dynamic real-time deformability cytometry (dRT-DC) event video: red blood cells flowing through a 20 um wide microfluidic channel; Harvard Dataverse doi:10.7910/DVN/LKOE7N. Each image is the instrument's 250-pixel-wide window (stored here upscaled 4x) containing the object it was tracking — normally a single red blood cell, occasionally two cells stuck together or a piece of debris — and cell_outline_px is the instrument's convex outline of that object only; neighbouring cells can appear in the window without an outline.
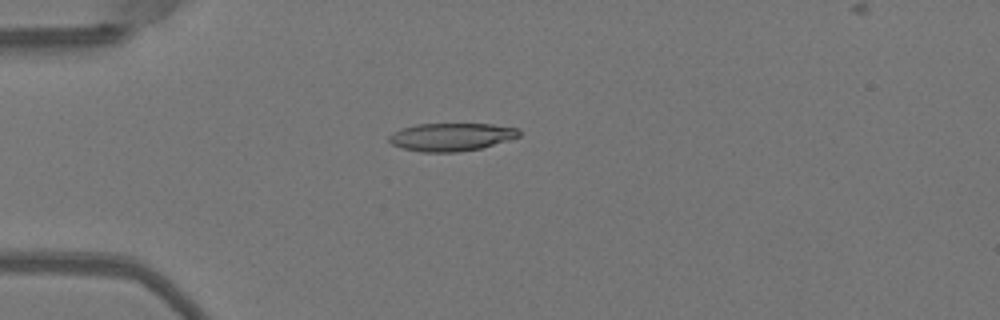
{"species": "Egyptian fruit bat (a non-hibernating species)", "species_latin": "Rousettus aegyptiacus", "temperature_condition": "warm", "stored_images_in_passage": 38, "camera_frame_rate_fps": 3000, "um_per_image_px": 0.085, "animal": {"sex": "female"}, "frame": {"image": 1, "passage_image": 1, "time_ms": 0.0, "image_size_px": [1000, 320], "cell_outline_px": [[520, 136], [508, 140], [480, 148], [456, 152], [420, 152], [400, 148], [392, 144], [388, 140], [388, 136], [392, 132], [416, 124], [492, 124], [520, 128]], "centroid_in_image_um": [38.34, 11.64], "position_along_channel_um": 46.7, "area_um2": 21.21}}
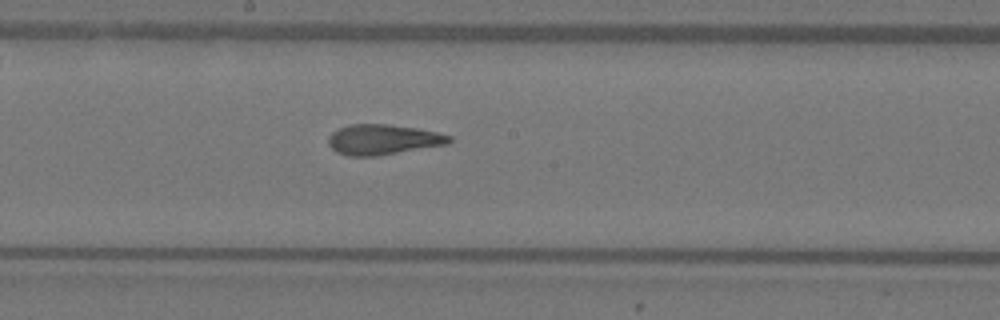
{"frame": {"image": 2, "passage_image": 15, "time_ms": 4.667, "image_size_px": [1000, 320], "cell_outline_px": [[452, 140], [448, 144], [376, 156], [348, 156], [336, 152], [328, 144], [328, 136], [332, 132], [348, 124], [384, 124], [416, 128], [436, 132], [452, 136]], "centroid_in_image_um": [32.53, 11.86], "position_along_channel_um": 215.7, "area_um2": 21.27}}
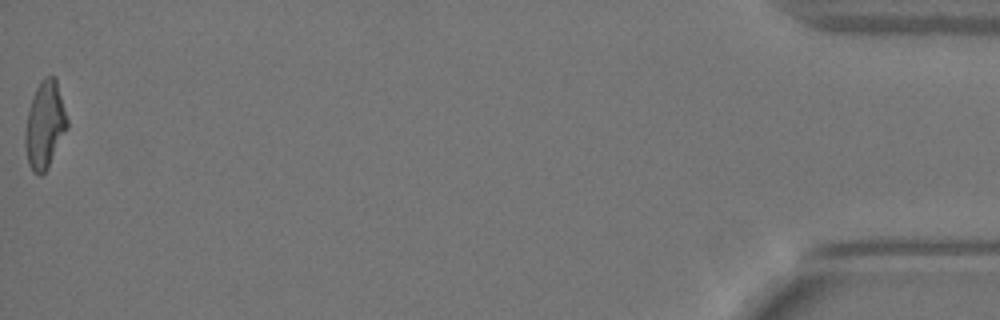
{"frame": {"image": 3, "passage_image": 38, "time_ms": 12.333, "image_size_px": [1000, 320], "cell_outline_px": [[68, 128], [48, 168], [40, 176], [32, 172], [28, 164], [24, 144], [24, 132], [28, 108], [36, 88], [40, 80], [44, 76], [52, 76], [56, 80], [68, 120]], "centroid_in_image_um": [3.79, 10.65], "position_along_channel_um": 431.4, "area_um2": 21.56}, "authors_computed_cell_mechanics": {"area_um2": 21.4149, "velocity_mm_per_s": 4.042, "shape_relaxation_time_tau1_ms": 11.0044, "shape_relaxation_time_tau2_ms": 1.6893, "deformation_change_tau1": 0.3176, "deformation_change_tau2": 0.1047}}